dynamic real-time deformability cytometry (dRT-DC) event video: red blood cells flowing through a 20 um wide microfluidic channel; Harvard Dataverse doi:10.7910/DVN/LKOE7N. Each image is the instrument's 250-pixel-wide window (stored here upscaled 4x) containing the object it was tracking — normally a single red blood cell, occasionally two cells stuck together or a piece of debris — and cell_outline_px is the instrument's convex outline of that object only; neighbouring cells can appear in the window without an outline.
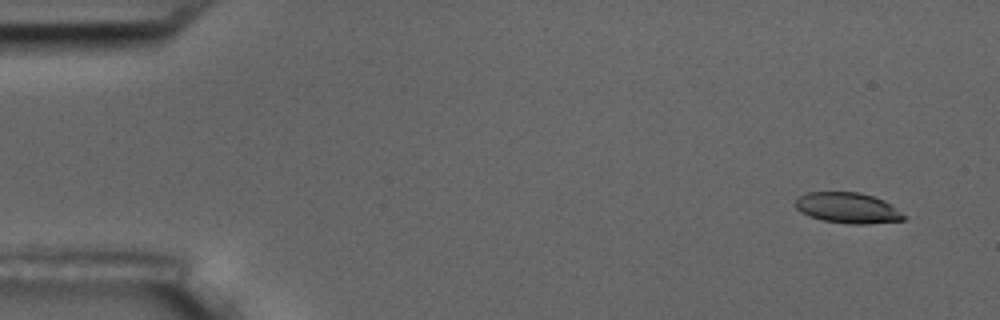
{"species": "common noctule bat (a hibernating species)", "species_latin": "Nyctalus noctula", "temperature_condition": "room temperature", "stored_images_in_passage": 54, "camera_frame_rate_fps": 3000, "um_per_image_px": 0.085, "animal": {"sex": "male", "body_mass_g": 17.5, "forearm_length_mm": 52.3}, "frame": {"image": 1, "passage_image": 1, "time_ms": 0.0, "image_size_px": [1000, 320], "cell_outline_px": [[908, 216], [904, 220], [868, 224], [848, 224], [824, 220], [812, 216], [796, 208], [796, 200], [800, 196], [808, 192], [860, 192], [884, 200]], "centroid_in_image_um": [72.13, 17.67], "position_along_channel_um": 12.9, "area_um2": 19.19}}
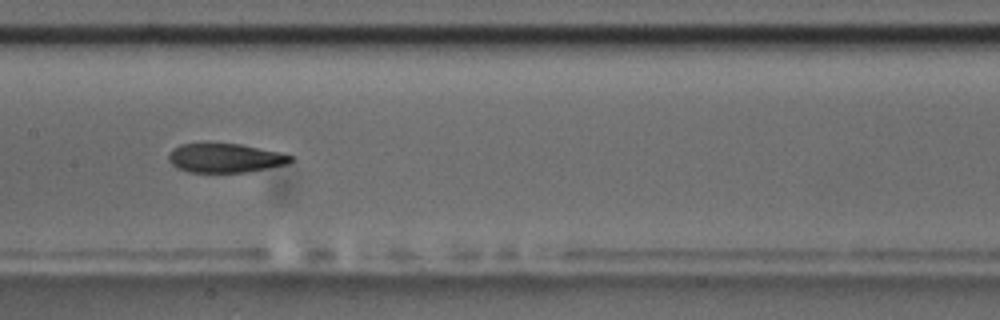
{"frame": {"image": 2, "passage_image": 26, "time_ms": 8.333, "image_size_px": [1000, 320], "cell_outline_px": [[296, 156], [288, 164], [248, 172], [188, 172], [176, 168], [168, 160], [168, 156], [172, 148], [180, 144], [240, 144], [280, 152]], "centroid_in_image_um": [19.15, 13.44], "position_along_channel_um": 188.2, "area_um2": 20.75}}
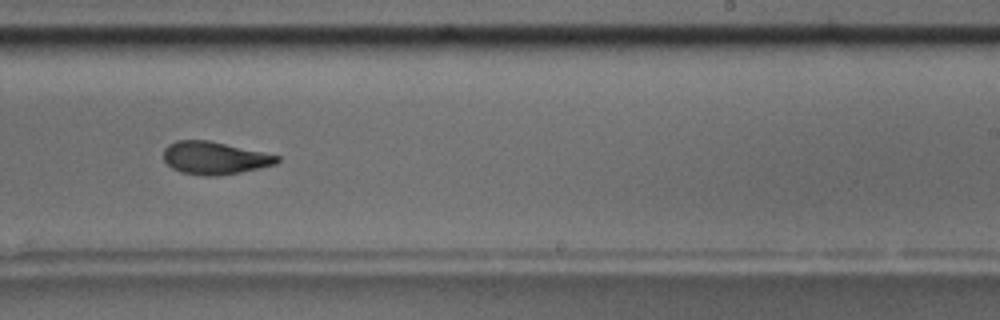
{"frame": {"image": 3, "passage_image": 33, "time_ms": 10.667, "image_size_px": [1000, 320], "cell_outline_px": [[280, 160], [276, 164], [260, 168], [240, 172], [212, 176], [204, 176], [180, 172], [172, 168], [164, 160], [164, 148], [168, 144], [176, 140], [208, 140], [280, 156]], "centroid_in_image_um": [18.22, 13.43], "position_along_channel_um": 270.8, "area_um2": 21.5}, "authors_computed_cell_mechanics": {"area_um2": 21.9351, "velocity_mm_per_s": 3.5474, "shape_relaxation_time_tau1_ms": 5.8461, "shape_relaxation_time_tau2_ms": 3.608, "deformation_change_tau1": 0.1681, "deformation_change_tau2": 0.1122}}